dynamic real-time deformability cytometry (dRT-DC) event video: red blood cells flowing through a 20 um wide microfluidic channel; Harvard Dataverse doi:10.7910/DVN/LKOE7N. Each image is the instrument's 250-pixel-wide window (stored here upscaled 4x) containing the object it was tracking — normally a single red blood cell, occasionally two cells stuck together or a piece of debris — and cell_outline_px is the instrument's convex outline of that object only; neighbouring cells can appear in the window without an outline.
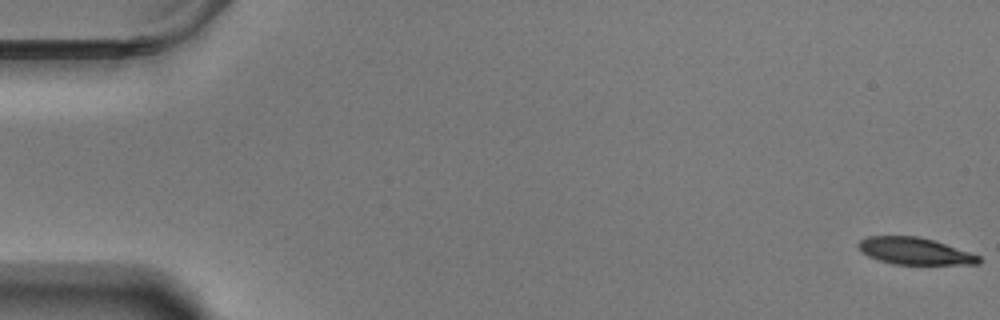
{"species": "Egyptian fruit bat (a non-hibernating species)", "species_latin": "Rousettus aegyptiacus", "temperature_condition": "warm", "stored_images_in_passage": 58, "camera_frame_rate_fps": 3000, "um_per_image_px": 0.085, "animal": {"sex": "male"}, "frame": {"image": 1, "passage_image": 1, "time_ms": 0.0, "image_size_px": [1000, 320], "cell_outline_px": [[980, 264], [896, 264], [880, 260], [868, 256], [856, 244], [860, 240], [868, 236], [916, 236], [932, 240], [980, 256]], "centroid_in_image_um": [77.73, 21.34], "position_along_channel_um": 7.3, "area_um2": 18.44}}
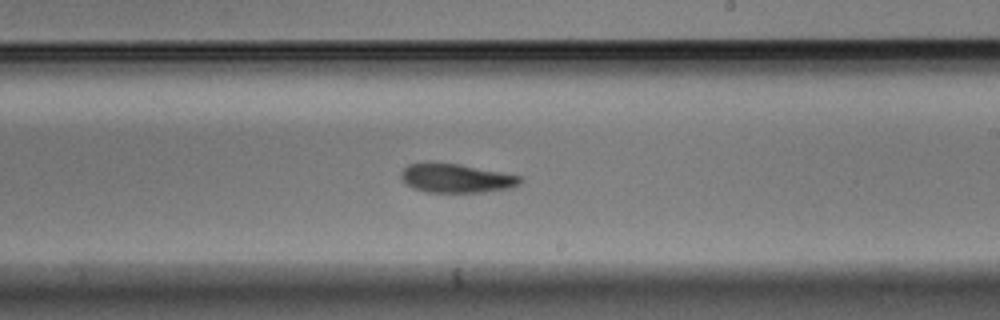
{"frame": {"image": 2, "passage_image": 35, "time_ms": 11.333, "image_size_px": [1000, 320], "cell_outline_px": [[524, 180], [520, 184], [512, 188], [484, 192], [428, 192], [412, 188], [404, 184], [400, 180], [400, 172], [408, 164], [428, 160], [460, 164], [520, 176]], "centroid_in_image_um": [38.7, 15.13], "position_along_channel_um": 250.3, "area_um2": 20.69}}
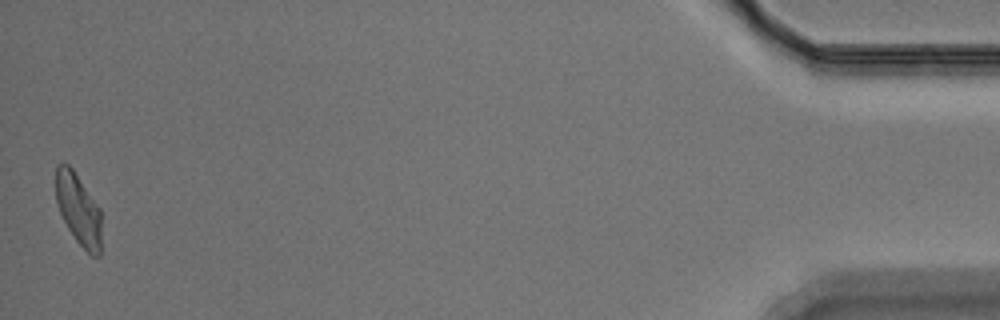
{"frame": {"image": 3, "passage_image": 58, "time_ms": 19.0, "image_size_px": [1000, 320], "cell_outline_px": [[100, 256], [92, 256], [76, 240], [68, 228], [60, 212], [56, 200], [56, 164], [64, 160], [72, 168], [100, 208]], "centroid_in_image_um": [6.65, 17.74], "position_along_channel_um": 428.6, "area_um2": 18.79}, "authors_computed_cell_mechanics": {"area_um2": 20.6346, "velocity_mm_per_s": 3.4938, "shape_relaxation_time_tau1_ms": 3.159, "shape_relaxation_time_tau2_ms": 5.565, "deformation_change_tau1": 0.1375, "deformation_change_tau2": 0.1147}}